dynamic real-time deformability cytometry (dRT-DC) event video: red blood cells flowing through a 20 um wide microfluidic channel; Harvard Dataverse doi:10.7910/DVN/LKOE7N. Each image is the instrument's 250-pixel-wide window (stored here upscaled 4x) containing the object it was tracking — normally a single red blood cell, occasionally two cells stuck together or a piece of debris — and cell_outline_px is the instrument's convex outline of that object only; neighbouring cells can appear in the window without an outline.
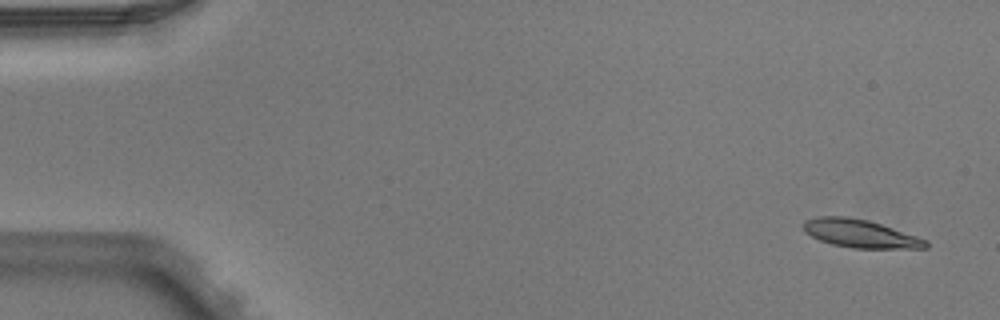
{"species": "Egyptian fruit bat (a non-hibernating species)", "species_latin": "Rousettus aegyptiacus", "temperature_condition": "warm", "stored_images_in_passage": 5, "camera_frame_rate_fps": 3000, "um_per_image_px": 0.085, "animal": {"sex": "male"}, "frame": {"image": 1, "passage_image": 1, "time_ms": 0.0, "image_size_px": [1000, 320], "cell_outline_px": [[928, 248], [852, 248], [832, 244], [820, 240], [804, 232], [804, 220], [816, 216], [848, 216], [868, 220], [928, 240]], "centroid_in_image_um": [73.09, 19.85], "position_along_channel_um": 11.9, "area_um2": 19.94}}
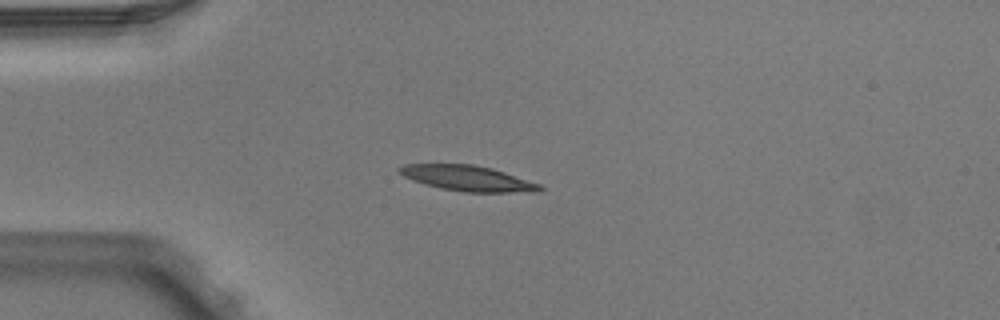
{"frame": {"image": 2, "passage_image": 4, "time_ms": 1.0, "image_size_px": [1000, 320], "cell_outline_px": [[544, 188], [540, 192], [464, 192], [440, 188], [424, 184], [412, 180], [396, 172], [396, 168], [404, 164], [472, 164], [492, 168], [540, 184]], "centroid_in_image_um": [39.72, 15.15], "position_along_channel_um": 45.3, "area_um2": 20.92}}